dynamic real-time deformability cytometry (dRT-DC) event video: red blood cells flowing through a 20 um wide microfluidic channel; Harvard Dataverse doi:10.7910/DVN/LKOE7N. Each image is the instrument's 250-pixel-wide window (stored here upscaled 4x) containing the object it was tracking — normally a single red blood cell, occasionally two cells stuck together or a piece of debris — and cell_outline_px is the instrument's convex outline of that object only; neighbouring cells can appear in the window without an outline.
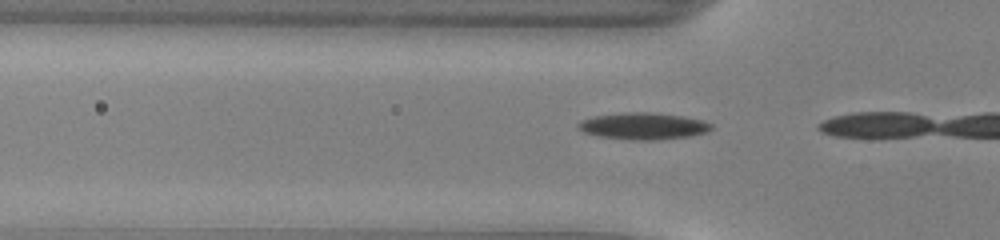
{"species": "common noctule bat (a hibernating species)", "species_latin": "Nyctalus noctula", "temperature_condition": "warm", "stored_images_in_passage": 3, "camera_frame_rate_fps": 3000, "um_per_image_px": 0.085, "animal": {"sex": "male", "body_mass_g": 13.0, "forearm_length_mm": 53.1}, "frame": {"image": 1, "passage_image": 2, "time_ms": 0.333, "image_size_px": [1000, 240], "cell_outline_px": [[712, 128], [708, 132], [688, 136], [656, 140], [632, 140], [600, 136], [584, 132], [576, 124], [580, 120], [592, 116], [628, 112], [648, 112], [684, 116], [704, 120], [712, 124]], "centroid_in_image_um": [54.69, 10.71], "position_along_channel_um": 71.1, "area_um2": 20.75}}